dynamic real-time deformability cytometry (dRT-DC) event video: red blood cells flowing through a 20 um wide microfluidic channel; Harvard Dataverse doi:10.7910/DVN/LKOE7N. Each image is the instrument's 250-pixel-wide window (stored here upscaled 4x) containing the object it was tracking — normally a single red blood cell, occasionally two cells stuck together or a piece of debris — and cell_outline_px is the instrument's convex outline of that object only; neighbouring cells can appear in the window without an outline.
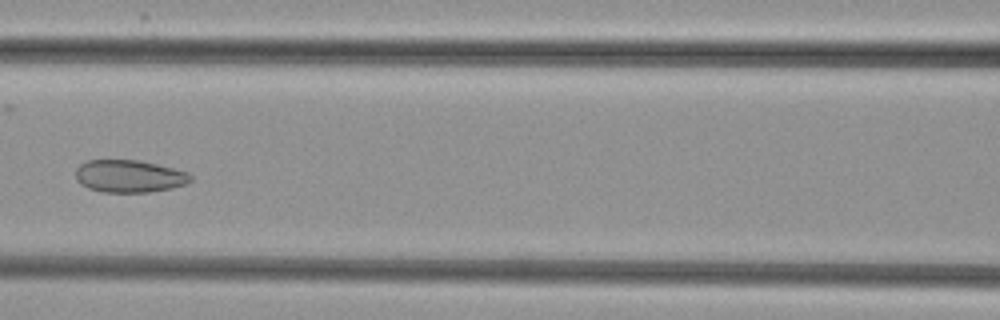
{"species": "common noctule bat (a hibernating species)", "species_latin": "Nyctalus noctula", "temperature_condition": "cold", "stored_images_in_passage": 5, "camera_frame_rate_fps": 3000, "um_per_image_px": 0.085, "animal": {"sex": "female", "body_mass_g": 29.2, "forearm_length_mm": 56.3}, "frame": {"image": 1, "passage_image": 5, "time_ms": 6.667, "image_size_px": [1000, 320], "cell_outline_px": [[192, 180], [188, 184], [172, 188], [148, 192], [104, 192], [88, 188], [80, 184], [76, 180], [76, 168], [80, 164], [88, 160], [140, 160], [188, 172], [192, 176]], "centroid_in_image_um": [10.99, 14.98], "position_along_channel_um": 155.6, "area_um2": 21.85}}